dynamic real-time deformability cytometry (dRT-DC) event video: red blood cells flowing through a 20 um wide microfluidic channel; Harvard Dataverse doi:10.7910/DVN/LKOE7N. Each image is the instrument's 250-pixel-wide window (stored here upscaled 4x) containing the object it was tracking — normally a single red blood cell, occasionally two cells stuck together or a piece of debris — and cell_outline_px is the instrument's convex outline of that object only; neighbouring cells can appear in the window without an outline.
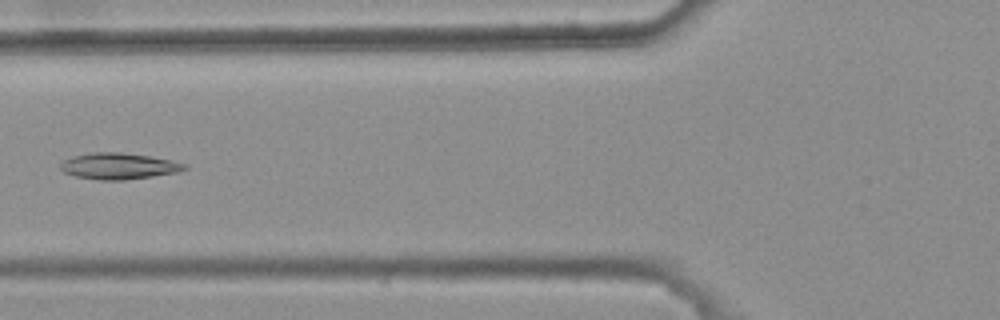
{"species": "common noctule bat (a hibernating species)", "species_latin": "Nyctalus noctula", "temperature_condition": "warm", "stored_images_in_passage": 6, "camera_frame_rate_fps": 3000, "um_per_image_px": 0.085, "animal": {"sex": "female", "body_mass_g": 25.1}, "frame": {"image": 1, "passage_image": 5, "time_ms": 1.333, "image_size_px": [1000, 320], "cell_outline_px": [[188, 168], [180, 172], [124, 180], [100, 180], [76, 176], [64, 172], [60, 168], [60, 164], [64, 160], [72, 156], [92, 152], [120, 152], [148, 156], [188, 164]], "centroid_in_image_um": [10.09, 14.12], "position_along_channel_um": 115.7, "area_um2": 18.9}}
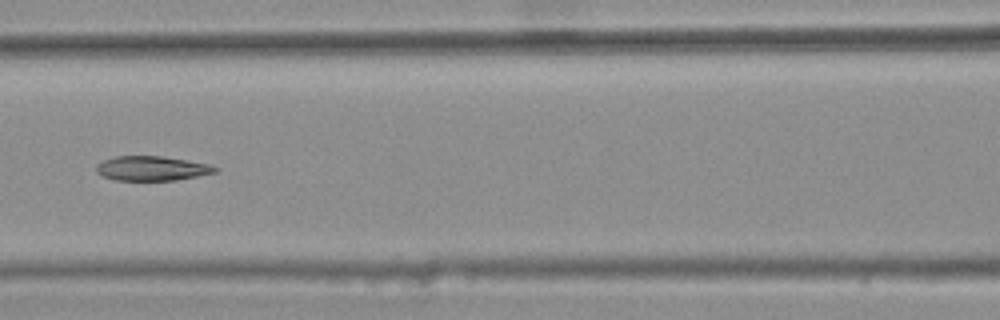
{"frame": {"image": 2, "passage_image": 6, "time_ms": 1.667, "image_size_px": [1000, 320], "cell_outline_px": [[216, 172], [176, 180], [116, 180], [104, 176], [96, 172], [96, 164], [104, 160], [116, 156], [160, 156], [212, 164], [216, 168]], "centroid_in_image_um": [12.89, 14.31], "position_along_channel_um": 153.7, "area_um2": 16.82}}